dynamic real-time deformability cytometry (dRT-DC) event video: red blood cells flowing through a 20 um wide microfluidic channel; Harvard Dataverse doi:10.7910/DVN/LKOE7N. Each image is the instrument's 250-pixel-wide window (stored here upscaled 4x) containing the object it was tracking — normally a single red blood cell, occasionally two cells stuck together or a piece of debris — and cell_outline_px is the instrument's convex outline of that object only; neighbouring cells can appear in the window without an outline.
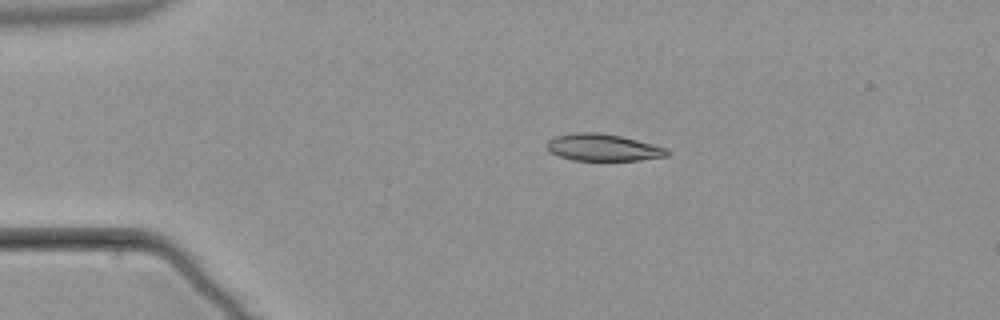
{"species": "common noctule bat (a hibernating species)", "species_latin": "Nyctalus noctula", "temperature_condition": "warm", "stored_images_in_passage": 43, "camera_frame_rate_fps": 3000, "um_per_image_px": 0.085, "animal": {"sex": "male", "body_mass_g": 21.5, "forearm_length_mm": 52.0}, "frame": {"image": 1, "passage_image": 1, "time_ms": 0.0, "image_size_px": [1000, 320], "cell_outline_px": [[672, 152], [668, 156], [640, 160], [572, 160], [548, 152], [544, 144], [548, 140], [556, 136], [572, 132], [600, 132], [620, 136], [668, 148]], "centroid_in_image_um": [51.23, 12.53], "position_along_channel_um": 33.8, "area_um2": 19.13}}
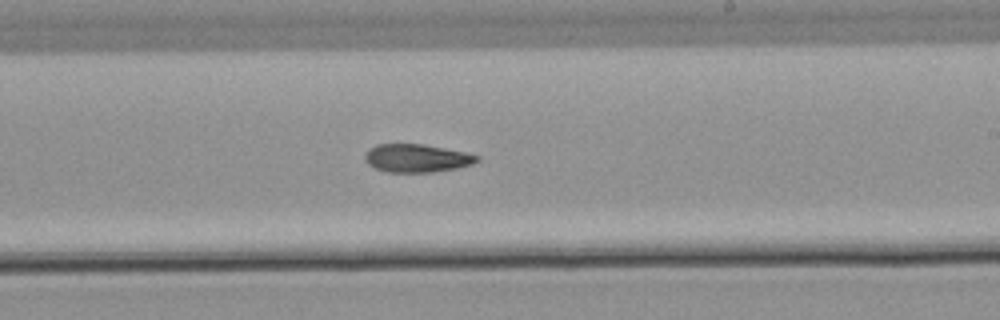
{"frame": {"image": 2, "passage_image": 22, "time_ms": 7.0, "image_size_px": [1000, 320], "cell_outline_px": [[480, 160], [472, 164], [456, 168], [432, 172], [388, 172], [376, 168], [368, 164], [364, 160], [364, 156], [368, 148], [376, 144], [424, 144], [464, 152], [480, 156]], "centroid_in_image_um": [35.4, 13.44], "position_along_channel_um": 253.6, "area_um2": 18.38}}
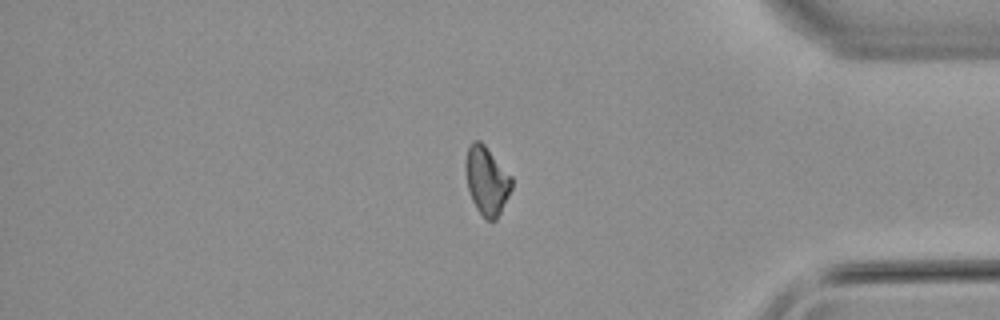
{"frame": {"image": 3, "passage_image": 35, "time_ms": 11.333, "image_size_px": [1000, 320], "cell_outline_px": [[512, 188], [496, 220], [488, 220], [476, 208], [472, 200], [468, 188], [464, 168], [464, 164], [468, 148], [472, 140], [480, 140], [484, 144], [512, 176]], "centroid_in_image_um": [41.36, 15.32], "position_along_channel_um": 393.8, "area_um2": 18.26}, "authors_computed_cell_mechanics": {"area_um2": 18.7272, "velocity_mm_per_s": 3.8195, "shape_relaxation_time_tau1_ms": null, "shape_relaxation_time_tau2_ms": 6.3722, "deformation_change_tau1": null, "deformation_change_tau2": 0.1392}}